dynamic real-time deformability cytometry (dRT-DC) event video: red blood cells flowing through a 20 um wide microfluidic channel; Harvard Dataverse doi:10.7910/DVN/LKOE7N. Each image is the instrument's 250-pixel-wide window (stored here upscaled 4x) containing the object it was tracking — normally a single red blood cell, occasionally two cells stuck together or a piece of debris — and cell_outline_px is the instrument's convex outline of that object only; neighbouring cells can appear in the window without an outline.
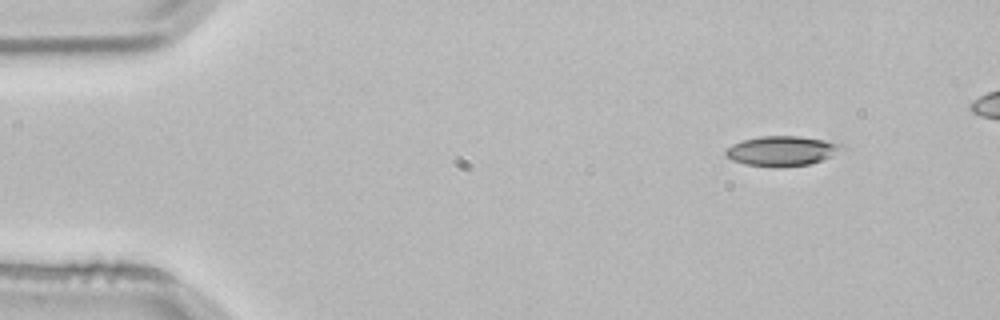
{"species": "common noctule bat (a hibernating species)", "species_latin": "Nyctalus noctula", "temperature_condition": "room temperature", "stored_images_in_passage": 4, "camera_frame_rate_fps": 3000, "um_per_image_px": 0.085, "animal": {"sex": "male", "body_mass_g": 21.5, "forearm_length_mm": 52.0}, "frame": {"image": 1, "passage_image": 1, "time_ms": 0.0, "image_size_px": [1000, 320], "cell_outline_px": [[848, 148], [832, 156], [808, 164], [776, 168], [744, 164], [732, 160], [724, 156], [724, 152], [732, 144], [744, 140], [760, 136], [800, 136], [824, 140], [844, 144]], "centroid_in_image_um": [66.48, 12.83], "position_along_channel_um": 18.5, "area_um2": 20.46}}